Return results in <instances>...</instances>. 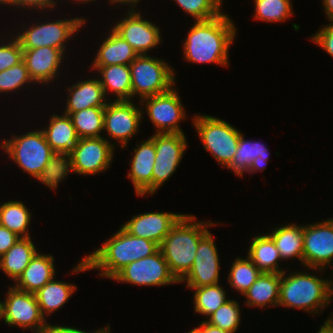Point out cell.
Here are the masks:
<instances>
[{"label":"cell","instance_id":"6da1fadb","mask_svg":"<svg viewBox=\"0 0 333 333\" xmlns=\"http://www.w3.org/2000/svg\"><path fill=\"white\" fill-rule=\"evenodd\" d=\"M159 245L151 240L135 237L122 227L101 248L85 256L72 273L92 269L101 270L100 276L113 279L125 266L153 255Z\"/></svg>","mask_w":333,"mask_h":333},{"label":"cell","instance_id":"7a4b0ae2","mask_svg":"<svg viewBox=\"0 0 333 333\" xmlns=\"http://www.w3.org/2000/svg\"><path fill=\"white\" fill-rule=\"evenodd\" d=\"M236 27L227 14L205 21H195L183 43V54L192 63L229 65V50Z\"/></svg>","mask_w":333,"mask_h":333},{"label":"cell","instance_id":"3957f363","mask_svg":"<svg viewBox=\"0 0 333 333\" xmlns=\"http://www.w3.org/2000/svg\"><path fill=\"white\" fill-rule=\"evenodd\" d=\"M195 219L193 215L183 214L159 246L178 281L192 268L199 241L209 231L208 227L215 226V223L197 222Z\"/></svg>","mask_w":333,"mask_h":333},{"label":"cell","instance_id":"277c9868","mask_svg":"<svg viewBox=\"0 0 333 333\" xmlns=\"http://www.w3.org/2000/svg\"><path fill=\"white\" fill-rule=\"evenodd\" d=\"M285 275L286 271L281 273L278 306L317 314L329 305L333 298L331 279H321L302 271Z\"/></svg>","mask_w":333,"mask_h":333},{"label":"cell","instance_id":"5b68a950","mask_svg":"<svg viewBox=\"0 0 333 333\" xmlns=\"http://www.w3.org/2000/svg\"><path fill=\"white\" fill-rule=\"evenodd\" d=\"M132 96L143 98L168 92L174 87L175 70L165 61L138 55L130 64ZM174 71V72H173Z\"/></svg>","mask_w":333,"mask_h":333},{"label":"cell","instance_id":"8992f818","mask_svg":"<svg viewBox=\"0 0 333 333\" xmlns=\"http://www.w3.org/2000/svg\"><path fill=\"white\" fill-rule=\"evenodd\" d=\"M202 145L218 163L227 167L235 156L242 132L223 119L209 115H195L192 119Z\"/></svg>","mask_w":333,"mask_h":333},{"label":"cell","instance_id":"52a82bcc","mask_svg":"<svg viewBox=\"0 0 333 333\" xmlns=\"http://www.w3.org/2000/svg\"><path fill=\"white\" fill-rule=\"evenodd\" d=\"M12 137L4 139L1 147L23 171L35 178L43 171L55 152L47 143L42 130Z\"/></svg>","mask_w":333,"mask_h":333},{"label":"cell","instance_id":"ba28073f","mask_svg":"<svg viewBox=\"0 0 333 333\" xmlns=\"http://www.w3.org/2000/svg\"><path fill=\"white\" fill-rule=\"evenodd\" d=\"M84 18H68L65 20H54L53 22H38L30 28H24L23 32L16 34L22 49H36L40 47H53L60 49L65 54L67 40L79 31L85 24ZM66 42V43H64Z\"/></svg>","mask_w":333,"mask_h":333},{"label":"cell","instance_id":"9c48e42d","mask_svg":"<svg viewBox=\"0 0 333 333\" xmlns=\"http://www.w3.org/2000/svg\"><path fill=\"white\" fill-rule=\"evenodd\" d=\"M0 319L11 326L30 328L35 333H42L47 325L35 294L14 286L9 287L4 302L0 300Z\"/></svg>","mask_w":333,"mask_h":333},{"label":"cell","instance_id":"30bf717a","mask_svg":"<svg viewBox=\"0 0 333 333\" xmlns=\"http://www.w3.org/2000/svg\"><path fill=\"white\" fill-rule=\"evenodd\" d=\"M112 280L139 286H163L179 283L171 273L161 250L125 266Z\"/></svg>","mask_w":333,"mask_h":333},{"label":"cell","instance_id":"8fae6325","mask_svg":"<svg viewBox=\"0 0 333 333\" xmlns=\"http://www.w3.org/2000/svg\"><path fill=\"white\" fill-rule=\"evenodd\" d=\"M175 88L168 92L143 98L141 106L146 105V112L153 126L156 127L157 134H184L179 126V122L184 120L186 113L180 96Z\"/></svg>","mask_w":333,"mask_h":333},{"label":"cell","instance_id":"7c38bea8","mask_svg":"<svg viewBox=\"0 0 333 333\" xmlns=\"http://www.w3.org/2000/svg\"><path fill=\"white\" fill-rule=\"evenodd\" d=\"M151 138L156 149L152 174V194H154L176 171L187 148V141L184 134L154 133Z\"/></svg>","mask_w":333,"mask_h":333},{"label":"cell","instance_id":"4fadbf2b","mask_svg":"<svg viewBox=\"0 0 333 333\" xmlns=\"http://www.w3.org/2000/svg\"><path fill=\"white\" fill-rule=\"evenodd\" d=\"M333 218L304 225L303 266L317 271L333 263Z\"/></svg>","mask_w":333,"mask_h":333},{"label":"cell","instance_id":"5bb4252c","mask_svg":"<svg viewBox=\"0 0 333 333\" xmlns=\"http://www.w3.org/2000/svg\"><path fill=\"white\" fill-rule=\"evenodd\" d=\"M104 137L81 138L70 154L73 172L93 175L109 168L113 160L114 145Z\"/></svg>","mask_w":333,"mask_h":333},{"label":"cell","instance_id":"9a60e30c","mask_svg":"<svg viewBox=\"0 0 333 333\" xmlns=\"http://www.w3.org/2000/svg\"><path fill=\"white\" fill-rule=\"evenodd\" d=\"M142 118V109L135 106L131 100H115L105 106L104 130L110 139L119 142L120 147L124 148L130 138L138 132Z\"/></svg>","mask_w":333,"mask_h":333},{"label":"cell","instance_id":"2e32d148","mask_svg":"<svg viewBox=\"0 0 333 333\" xmlns=\"http://www.w3.org/2000/svg\"><path fill=\"white\" fill-rule=\"evenodd\" d=\"M213 237L208 231L199 241L190 271L179 281L188 288L215 285L219 282V256Z\"/></svg>","mask_w":333,"mask_h":333},{"label":"cell","instance_id":"e0dca14e","mask_svg":"<svg viewBox=\"0 0 333 333\" xmlns=\"http://www.w3.org/2000/svg\"><path fill=\"white\" fill-rule=\"evenodd\" d=\"M127 11L126 17L112 29L126 40L138 55H147L149 50L161 43L160 29L156 24L143 19L136 10Z\"/></svg>","mask_w":333,"mask_h":333},{"label":"cell","instance_id":"ac0fdd59","mask_svg":"<svg viewBox=\"0 0 333 333\" xmlns=\"http://www.w3.org/2000/svg\"><path fill=\"white\" fill-rule=\"evenodd\" d=\"M182 215L171 212L140 213L121 227L135 237L151 240L160 246L172 226Z\"/></svg>","mask_w":333,"mask_h":333},{"label":"cell","instance_id":"d6986e66","mask_svg":"<svg viewBox=\"0 0 333 333\" xmlns=\"http://www.w3.org/2000/svg\"><path fill=\"white\" fill-rule=\"evenodd\" d=\"M64 53L53 47L23 49V61L30 77L37 84L50 83L57 77Z\"/></svg>","mask_w":333,"mask_h":333},{"label":"cell","instance_id":"ffe728a7","mask_svg":"<svg viewBox=\"0 0 333 333\" xmlns=\"http://www.w3.org/2000/svg\"><path fill=\"white\" fill-rule=\"evenodd\" d=\"M137 148H134L132 156L130 173L135 192L138 196L152 194V174L156 157V149L153 139L142 141Z\"/></svg>","mask_w":333,"mask_h":333},{"label":"cell","instance_id":"44dd1931","mask_svg":"<svg viewBox=\"0 0 333 333\" xmlns=\"http://www.w3.org/2000/svg\"><path fill=\"white\" fill-rule=\"evenodd\" d=\"M268 158L269 150L264 144L248 141L241 133L235 156L226 168L243 177L244 171L249 173L263 171L266 168Z\"/></svg>","mask_w":333,"mask_h":333},{"label":"cell","instance_id":"7402d4cb","mask_svg":"<svg viewBox=\"0 0 333 333\" xmlns=\"http://www.w3.org/2000/svg\"><path fill=\"white\" fill-rule=\"evenodd\" d=\"M54 257L37 252L13 285L19 290L36 293L45 284L54 279Z\"/></svg>","mask_w":333,"mask_h":333},{"label":"cell","instance_id":"603a6c76","mask_svg":"<svg viewBox=\"0 0 333 333\" xmlns=\"http://www.w3.org/2000/svg\"><path fill=\"white\" fill-rule=\"evenodd\" d=\"M67 105L64 114L70 115L90 107H105L107 98L99 79H89L68 87Z\"/></svg>","mask_w":333,"mask_h":333},{"label":"cell","instance_id":"cb8c5ba5","mask_svg":"<svg viewBox=\"0 0 333 333\" xmlns=\"http://www.w3.org/2000/svg\"><path fill=\"white\" fill-rule=\"evenodd\" d=\"M48 128L41 129L54 152L71 154L78 143L75 127L69 115H52Z\"/></svg>","mask_w":333,"mask_h":333},{"label":"cell","instance_id":"d4e9b609","mask_svg":"<svg viewBox=\"0 0 333 333\" xmlns=\"http://www.w3.org/2000/svg\"><path fill=\"white\" fill-rule=\"evenodd\" d=\"M137 56L134 48L111 29L100 45L92 66L129 65Z\"/></svg>","mask_w":333,"mask_h":333},{"label":"cell","instance_id":"484cf974","mask_svg":"<svg viewBox=\"0 0 333 333\" xmlns=\"http://www.w3.org/2000/svg\"><path fill=\"white\" fill-rule=\"evenodd\" d=\"M281 273H261L251 287L244 292L249 307L278 306Z\"/></svg>","mask_w":333,"mask_h":333},{"label":"cell","instance_id":"4316f807","mask_svg":"<svg viewBox=\"0 0 333 333\" xmlns=\"http://www.w3.org/2000/svg\"><path fill=\"white\" fill-rule=\"evenodd\" d=\"M91 69H97L98 75L101 74L99 81L106 97L110 90L116 95L115 100H131L132 84L129 65L92 66Z\"/></svg>","mask_w":333,"mask_h":333},{"label":"cell","instance_id":"83f0119b","mask_svg":"<svg viewBox=\"0 0 333 333\" xmlns=\"http://www.w3.org/2000/svg\"><path fill=\"white\" fill-rule=\"evenodd\" d=\"M37 252L30 237H21L0 257V269L16 281Z\"/></svg>","mask_w":333,"mask_h":333},{"label":"cell","instance_id":"f1b7e54d","mask_svg":"<svg viewBox=\"0 0 333 333\" xmlns=\"http://www.w3.org/2000/svg\"><path fill=\"white\" fill-rule=\"evenodd\" d=\"M248 249V258L262 273H282L278 261L282 260L273 239L268 235L254 236Z\"/></svg>","mask_w":333,"mask_h":333},{"label":"cell","instance_id":"f546056e","mask_svg":"<svg viewBox=\"0 0 333 333\" xmlns=\"http://www.w3.org/2000/svg\"><path fill=\"white\" fill-rule=\"evenodd\" d=\"M303 225L288 224L279 226L268 234L278 249L282 260L298 258L303 265Z\"/></svg>","mask_w":333,"mask_h":333},{"label":"cell","instance_id":"4dcf8cb0","mask_svg":"<svg viewBox=\"0 0 333 333\" xmlns=\"http://www.w3.org/2000/svg\"><path fill=\"white\" fill-rule=\"evenodd\" d=\"M76 286L57 281L55 279L49 281L35 294L42 316L46 319L47 315H51L60 309L74 294ZM46 314V316H45Z\"/></svg>","mask_w":333,"mask_h":333},{"label":"cell","instance_id":"1f68e13d","mask_svg":"<svg viewBox=\"0 0 333 333\" xmlns=\"http://www.w3.org/2000/svg\"><path fill=\"white\" fill-rule=\"evenodd\" d=\"M30 219V211L20 201H8L0 205V225L19 237H31L28 232Z\"/></svg>","mask_w":333,"mask_h":333},{"label":"cell","instance_id":"d6a6232c","mask_svg":"<svg viewBox=\"0 0 333 333\" xmlns=\"http://www.w3.org/2000/svg\"><path fill=\"white\" fill-rule=\"evenodd\" d=\"M104 111L105 107H90L69 115L79 139L102 137Z\"/></svg>","mask_w":333,"mask_h":333},{"label":"cell","instance_id":"836d02e7","mask_svg":"<svg viewBox=\"0 0 333 333\" xmlns=\"http://www.w3.org/2000/svg\"><path fill=\"white\" fill-rule=\"evenodd\" d=\"M191 289L195 290L193 298L195 312L207 317L229 300L226 297L225 289L219 283Z\"/></svg>","mask_w":333,"mask_h":333},{"label":"cell","instance_id":"e575fe53","mask_svg":"<svg viewBox=\"0 0 333 333\" xmlns=\"http://www.w3.org/2000/svg\"><path fill=\"white\" fill-rule=\"evenodd\" d=\"M70 171H73L70 154L55 152L35 179L56 190L58 184L67 177Z\"/></svg>","mask_w":333,"mask_h":333},{"label":"cell","instance_id":"d590c367","mask_svg":"<svg viewBox=\"0 0 333 333\" xmlns=\"http://www.w3.org/2000/svg\"><path fill=\"white\" fill-rule=\"evenodd\" d=\"M262 272L254 265V263L246 256V259L242 257H236L232 267L229 271L227 278L231 287H234L238 292L243 295L251 285L256 281Z\"/></svg>","mask_w":333,"mask_h":333},{"label":"cell","instance_id":"8d00e7d4","mask_svg":"<svg viewBox=\"0 0 333 333\" xmlns=\"http://www.w3.org/2000/svg\"><path fill=\"white\" fill-rule=\"evenodd\" d=\"M254 18L268 22H280L293 15L291 0H254Z\"/></svg>","mask_w":333,"mask_h":333},{"label":"cell","instance_id":"74e56055","mask_svg":"<svg viewBox=\"0 0 333 333\" xmlns=\"http://www.w3.org/2000/svg\"><path fill=\"white\" fill-rule=\"evenodd\" d=\"M240 306L236 300H228L215 312L208 316L205 321L222 330L234 333L241 320Z\"/></svg>","mask_w":333,"mask_h":333},{"label":"cell","instance_id":"f35d334b","mask_svg":"<svg viewBox=\"0 0 333 333\" xmlns=\"http://www.w3.org/2000/svg\"><path fill=\"white\" fill-rule=\"evenodd\" d=\"M179 7L194 18V21H205L222 14L223 0H174Z\"/></svg>","mask_w":333,"mask_h":333},{"label":"cell","instance_id":"ab89813d","mask_svg":"<svg viewBox=\"0 0 333 333\" xmlns=\"http://www.w3.org/2000/svg\"><path fill=\"white\" fill-rule=\"evenodd\" d=\"M35 83L30 77L24 61L0 72V94L13 92L23 87L24 84Z\"/></svg>","mask_w":333,"mask_h":333},{"label":"cell","instance_id":"60d3db41","mask_svg":"<svg viewBox=\"0 0 333 333\" xmlns=\"http://www.w3.org/2000/svg\"><path fill=\"white\" fill-rule=\"evenodd\" d=\"M14 36V37H13ZM11 41L0 43V72L23 61V49L15 35Z\"/></svg>","mask_w":333,"mask_h":333},{"label":"cell","instance_id":"b9f144b4","mask_svg":"<svg viewBox=\"0 0 333 333\" xmlns=\"http://www.w3.org/2000/svg\"><path fill=\"white\" fill-rule=\"evenodd\" d=\"M311 39L333 57V23L321 27Z\"/></svg>","mask_w":333,"mask_h":333},{"label":"cell","instance_id":"7bdbcfd3","mask_svg":"<svg viewBox=\"0 0 333 333\" xmlns=\"http://www.w3.org/2000/svg\"><path fill=\"white\" fill-rule=\"evenodd\" d=\"M19 237L16 233L0 225V257L4 255L17 241Z\"/></svg>","mask_w":333,"mask_h":333},{"label":"cell","instance_id":"ee69618b","mask_svg":"<svg viewBox=\"0 0 333 333\" xmlns=\"http://www.w3.org/2000/svg\"><path fill=\"white\" fill-rule=\"evenodd\" d=\"M56 5L55 0H14V6L18 8H31L34 10L35 9H40L41 11L44 10L45 8L47 9H54Z\"/></svg>","mask_w":333,"mask_h":333},{"label":"cell","instance_id":"f6af8a7d","mask_svg":"<svg viewBox=\"0 0 333 333\" xmlns=\"http://www.w3.org/2000/svg\"><path fill=\"white\" fill-rule=\"evenodd\" d=\"M109 330H110V325L108 324V326H105L104 328H101L91 333H107ZM42 333H90V332H86L84 330L82 331L74 327L49 325L47 321V325Z\"/></svg>","mask_w":333,"mask_h":333},{"label":"cell","instance_id":"bcb514c9","mask_svg":"<svg viewBox=\"0 0 333 333\" xmlns=\"http://www.w3.org/2000/svg\"><path fill=\"white\" fill-rule=\"evenodd\" d=\"M196 329L200 333H230V332L222 330L216 326H213L206 321H201V324Z\"/></svg>","mask_w":333,"mask_h":333},{"label":"cell","instance_id":"7dc6e473","mask_svg":"<svg viewBox=\"0 0 333 333\" xmlns=\"http://www.w3.org/2000/svg\"><path fill=\"white\" fill-rule=\"evenodd\" d=\"M322 2L328 20L333 22V0H323Z\"/></svg>","mask_w":333,"mask_h":333},{"label":"cell","instance_id":"c3c4849f","mask_svg":"<svg viewBox=\"0 0 333 333\" xmlns=\"http://www.w3.org/2000/svg\"><path fill=\"white\" fill-rule=\"evenodd\" d=\"M317 333H333V317L331 314V317L327 318L325 320L324 325L320 327L319 332Z\"/></svg>","mask_w":333,"mask_h":333},{"label":"cell","instance_id":"681fc988","mask_svg":"<svg viewBox=\"0 0 333 333\" xmlns=\"http://www.w3.org/2000/svg\"><path fill=\"white\" fill-rule=\"evenodd\" d=\"M140 0H109V2L112 4L116 3L120 5H124V4H127L130 6V8H128V10H136L135 6L137 5V3L139 2ZM133 5V6H132ZM132 7V9H131Z\"/></svg>","mask_w":333,"mask_h":333},{"label":"cell","instance_id":"f907efd6","mask_svg":"<svg viewBox=\"0 0 333 333\" xmlns=\"http://www.w3.org/2000/svg\"><path fill=\"white\" fill-rule=\"evenodd\" d=\"M0 4L14 6V0H0Z\"/></svg>","mask_w":333,"mask_h":333},{"label":"cell","instance_id":"816d5d0a","mask_svg":"<svg viewBox=\"0 0 333 333\" xmlns=\"http://www.w3.org/2000/svg\"><path fill=\"white\" fill-rule=\"evenodd\" d=\"M71 1V0H70ZM73 1H75V2H77V3H81V2H83V3H88V2H90V1H94V0H73Z\"/></svg>","mask_w":333,"mask_h":333},{"label":"cell","instance_id":"f5cc1de1","mask_svg":"<svg viewBox=\"0 0 333 333\" xmlns=\"http://www.w3.org/2000/svg\"><path fill=\"white\" fill-rule=\"evenodd\" d=\"M188 333H200L196 328H194L193 330H191L190 332Z\"/></svg>","mask_w":333,"mask_h":333}]
</instances>
